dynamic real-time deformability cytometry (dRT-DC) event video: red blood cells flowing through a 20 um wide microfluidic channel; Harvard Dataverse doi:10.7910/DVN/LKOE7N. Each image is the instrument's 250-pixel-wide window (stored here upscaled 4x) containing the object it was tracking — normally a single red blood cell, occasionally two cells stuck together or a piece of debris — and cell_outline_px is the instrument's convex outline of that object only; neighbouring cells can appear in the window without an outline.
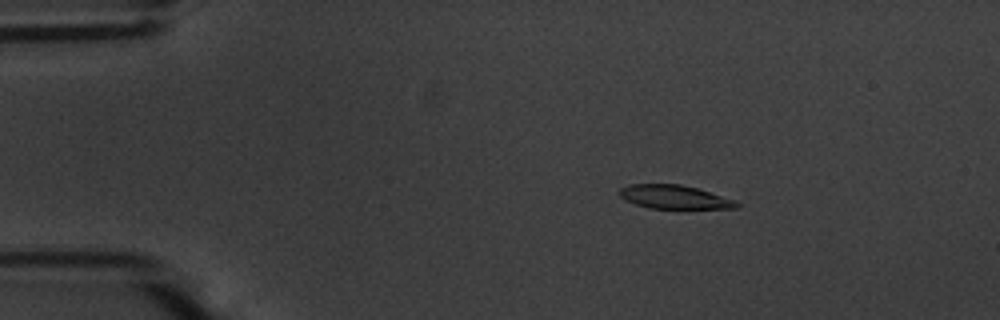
{"species": "common noctule bat (a hibernating species)", "species_latin": "Nyctalus noctula", "temperature_condition": "warm", "stored_images_in_passage": 56, "camera_frame_rate_fps": 3000, "um_per_image_px": 0.085, "animal": {"sex": "male", "body_mass_g": 20.1, "forearm_length_mm": 53.5}, "frame": {"image": 1, "passage_image": 10, "time_ms": 3.0, "image_size_px": [1000, 320], "cell_outline_px": [[740, 204], [736, 208], [648, 208], [624, 200], [616, 192], [620, 188], [628, 184], [680, 184], [696, 188], [736, 200]], "centroid_in_image_um": [57.26, 16.73], "position_along_channel_um": 27.7, "area_um2": 16.13}}
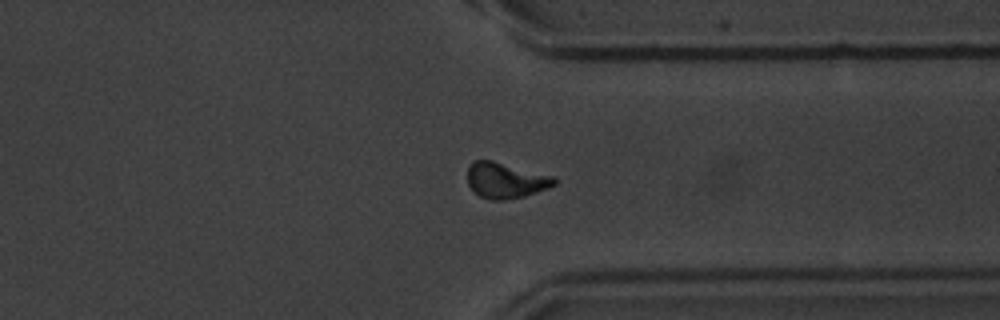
{"frame": {"image": 2, "passage_image": 43, "time_ms": 14.0, "image_size_px": [1000, 320], "cell_outline_px": [[556, 184], [548, 188], [524, 196], [504, 200], [492, 200], [480, 196], [468, 184], [468, 168], [476, 160], [492, 160], [552, 176], [556, 180]], "centroid_in_image_um": [42.98, 15.33], "position_along_channel_um": 368.4, "area_um2": 17.69}}
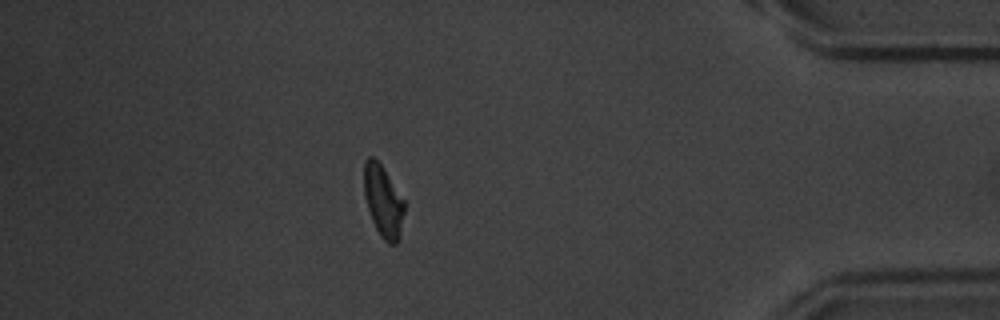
{"frame": {"image": 3, "passage_image": 49, "time_ms": 16.0, "image_size_px": [1000, 320], "cell_outline_px": [[404, 212], [400, 236], [396, 244], [388, 244], [380, 236], [372, 220], [364, 196], [364, 160], [368, 156], [372, 156], [380, 164], [404, 200]], "centroid_in_image_um": [32.56, 17.12], "position_along_channel_um": 402.6, "area_um2": 16.7}, "authors_computed_cell_mechanics": {"area_um2": 17.2533, "velocity_mm_per_s": 3.6722, "shape_relaxation_time_tau1_ms": 2.3151, "shape_relaxation_time_tau2_ms": 4.158, "deformation_change_tau1": 0.1615, "deformation_change_tau2": 0.1177}}